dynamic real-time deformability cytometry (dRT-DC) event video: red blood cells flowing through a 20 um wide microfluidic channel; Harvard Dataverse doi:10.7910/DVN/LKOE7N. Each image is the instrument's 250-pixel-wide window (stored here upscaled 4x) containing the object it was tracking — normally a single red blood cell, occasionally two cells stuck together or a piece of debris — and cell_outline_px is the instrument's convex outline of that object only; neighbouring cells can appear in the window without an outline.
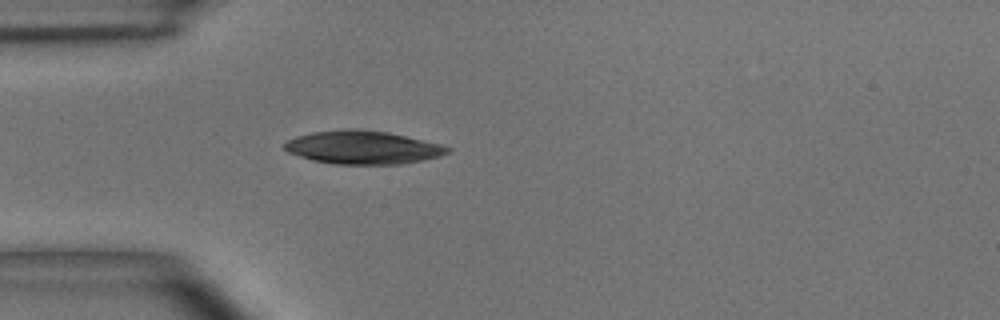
{"species": "common noctule bat (a hibernating species)", "species_latin": "Nyctalus noctula", "temperature_condition": "room temperature", "stored_images_in_passage": 1, "camera_frame_rate_fps": 3000, "um_per_image_px": 0.085, "animal": {"sex": "male", "body_mass_g": 15.6}, "frame": {"image": 1, "passage_image": 1, "time_ms": 0.0, "image_size_px": [1000, 320], "cell_outline_px": [[452, 148], [448, 152], [440, 156], [424, 160], [400, 164], [336, 164], [312, 160], [288, 152], [284, 148], [284, 144], [288, 140], [296, 136], [312, 132], [344, 128], [360, 128], [388, 132], [440, 144]], "centroid_in_image_um": [30.83, 12.52], "position_along_channel_um": 54.2, "area_um2": 31.67}}